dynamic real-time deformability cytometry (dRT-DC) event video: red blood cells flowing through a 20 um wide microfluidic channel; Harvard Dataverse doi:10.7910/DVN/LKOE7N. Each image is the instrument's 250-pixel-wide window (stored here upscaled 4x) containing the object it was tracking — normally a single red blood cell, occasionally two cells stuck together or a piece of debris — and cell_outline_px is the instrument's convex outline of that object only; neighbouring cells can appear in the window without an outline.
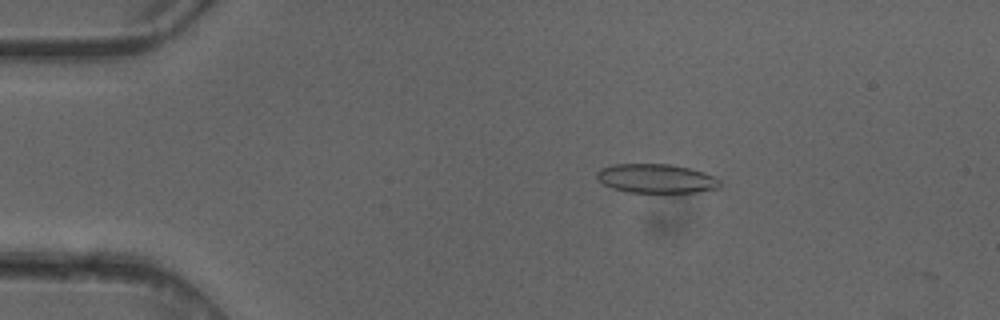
{"species": "common noctule bat (a hibernating species)", "species_latin": "Nyctalus noctula", "temperature_condition": "cold", "stored_images_in_passage": 4, "camera_frame_rate_fps": 3000, "um_per_image_px": 0.085, "animal": {"sex": "female"}, "frame": {"image": 1, "passage_image": 2, "time_ms": 0.333, "image_size_px": [1000, 320], "cell_outline_px": [[720, 188], [696, 192], [668, 196], [628, 192], [612, 188], [596, 180], [596, 172], [600, 168], [612, 164], [668, 164], [688, 168], [704, 172], [720, 180]], "centroid_in_image_um": [55.77, 15.23], "position_along_channel_um": 29.2, "area_um2": 21.85}}